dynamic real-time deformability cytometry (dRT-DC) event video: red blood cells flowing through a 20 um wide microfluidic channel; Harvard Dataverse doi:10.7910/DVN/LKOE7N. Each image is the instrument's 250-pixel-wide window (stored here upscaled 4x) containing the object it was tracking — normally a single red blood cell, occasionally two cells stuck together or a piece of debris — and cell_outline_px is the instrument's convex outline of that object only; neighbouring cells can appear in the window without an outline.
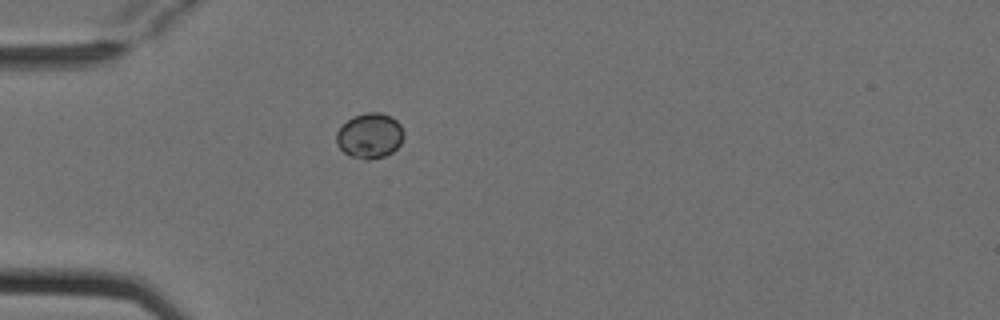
{"species": "Egyptian fruit bat (a non-hibernating species)", "species_latin": "Rousettus aegyptiacus", "temperature_condition": "cold", "stored_images_in_passage": 5, "camera_frame_rate_fps": 3000, "um_per_image_px": 0.085, "animal": {"sex": "female"}, "frame": {"image": 1, "passage_image": 5, "time_ms": 1.333, "image_size_px": [1000, 320], "cell_outline_px": [[404, 136], [400, 144], [392, 152], [384, 156], [368, 160], [364, 160], [352, 156], [344, 152], [336, 144], [336, 132], [352, 116], [364, 112], [380, 112], [392, 116], [400, 124], [404, 132]], "centroid_in_image_um": [31.43, 11.52], "position_along_channel_um": 53.6, "area_um2": 17.86}}